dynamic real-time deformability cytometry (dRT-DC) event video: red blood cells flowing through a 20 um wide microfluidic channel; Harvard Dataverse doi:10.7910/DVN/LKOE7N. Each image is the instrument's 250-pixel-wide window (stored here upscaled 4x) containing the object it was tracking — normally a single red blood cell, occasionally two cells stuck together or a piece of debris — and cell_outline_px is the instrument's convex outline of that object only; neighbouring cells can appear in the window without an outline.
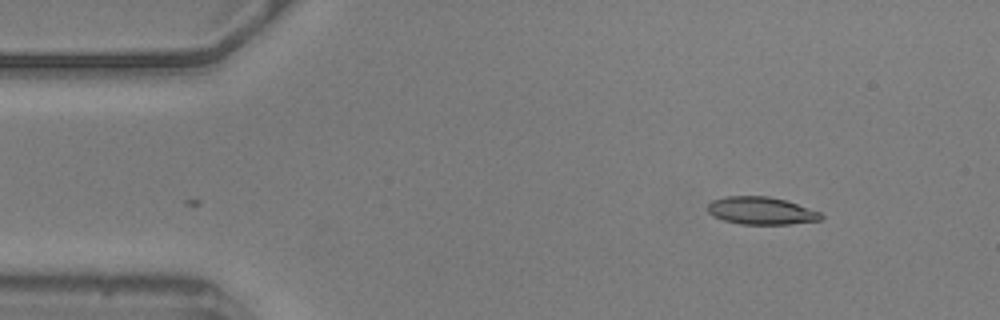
{"species": "common noctule bat (a hibernating species)", "species_latin": "Nyctalus noctula", "temperature_condition": "warm", "stored_images_in_passage": 6, "camera_frame_rate_fps": 3000, "um_per_image_px": 0.085, "animal": {"sex": "male", "body_mass_g": 20.5, "forearm_length_mm": 52.5}, "frame": {"image": 1, "passage_image": 6, "time_ms": 1.667, "image_size_px": [1000, 320], "cell_outline_px": [[824, 216], [820, 220], [788, 224], [740, 224], [724, 220], [712, 216], [708, 212], [708, 204], [712, 200], [724, 196], [768, 196], [784, 200], [820, 212]], "centroid_in_image_um": [64.66, 17.91], "position_along_channel_um": 20.3, "area_um2": 18.09}}